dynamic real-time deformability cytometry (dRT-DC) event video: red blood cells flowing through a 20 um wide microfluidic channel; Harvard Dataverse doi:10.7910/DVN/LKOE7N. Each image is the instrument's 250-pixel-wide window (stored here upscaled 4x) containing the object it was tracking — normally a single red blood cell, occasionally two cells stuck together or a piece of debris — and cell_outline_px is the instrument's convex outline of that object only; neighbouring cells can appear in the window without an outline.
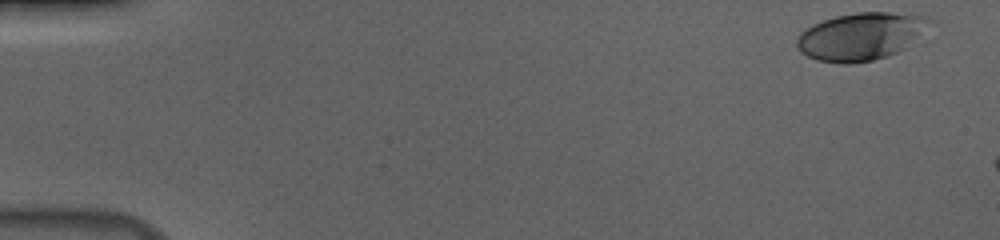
{"species": "human", "species_latin": "Homo sapiens", "temperature_condition": "cold", "stored_images_in_passage": 15, "camera_frame_rate_fps": 3000, "um_per_image_px": 0.085, "donor": {"sex": "male"}, "frame": {"image": 1, "passage_image": 2, "time_ms": 0.333, "image_size_px": [1000, 240], "cell_outline_px": [[932, 20], [904, 48], [896, 52], [872, 60], [848, 64], [844, 64], [816, 60], [800, 52], [796, 44], [796, 40], [800, 32], [824, 20], [836, 16], [856, 12], [888, 12], [924, 16]], "centroid_in_image_um": [73.09, 3.09], "position_along_channel_um": 11.9, "area_um2": 35.89}}
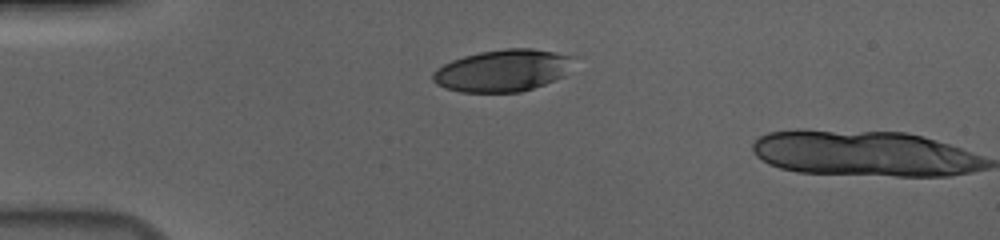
{"frame": {"image": 2, "passage_image": 14, "time_ms": 4.333, "image_size_px": [1000, 240], "cell_outline_px": [[576, 56], [564, 76], [556, 80], [520, 92], [460, 92], [444, 88], [436, 84], [432, 80], [432, 72], [436, 68], [452, 60], [464, 56], [480, 52], [504, 48], [532, 48], [556, 52]], "centroid_in_image_um": [42.72, 5.99], "position_along_channel_um": 42.3, "area_um2": 34.68}}